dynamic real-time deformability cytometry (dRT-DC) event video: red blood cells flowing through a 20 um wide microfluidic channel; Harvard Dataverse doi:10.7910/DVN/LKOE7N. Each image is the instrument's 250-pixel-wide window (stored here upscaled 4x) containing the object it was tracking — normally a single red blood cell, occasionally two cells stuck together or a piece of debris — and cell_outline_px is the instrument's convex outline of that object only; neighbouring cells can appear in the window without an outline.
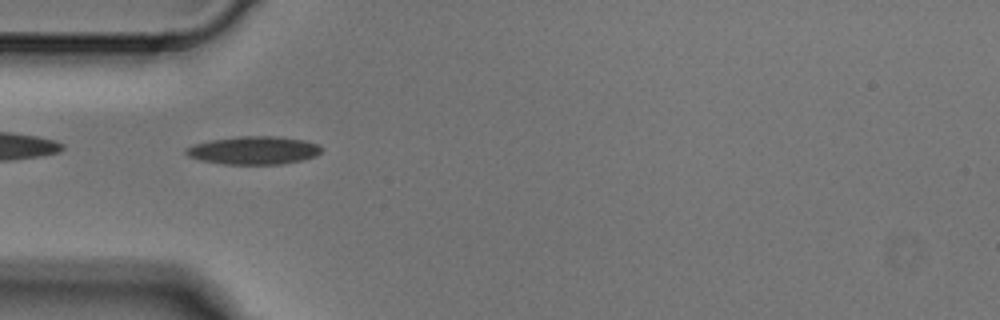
{"species": "Egyptian fruit bat (a non-hibernating species)", "species_latin": "Rousettus aegyptiacus", "temperature_condition": "cold", "stored_images_in_passage": 7, "camera_frame_rate_fps": 3000, "um_per_image_px": 0.085, "animal": {"sex": "male"}, "frame": {"image": 1, "passage_image": 4, "time_ms": 1.0, "image_size_px": [1000, 320], "cell_outline_px": [[324, 148], [316, 156], [300, 160], [280, 164], [224, 164], [200, 160], [188, 156], [184, 152], [184, 148], [196, 144], [212, 140], [240, 136], [280, 136], [304, 140], [316, 144]], "centroid_in_image_um": [21.57, 12.77], "position_along_channel_um": 63.4, "area_um2": 22.08}}
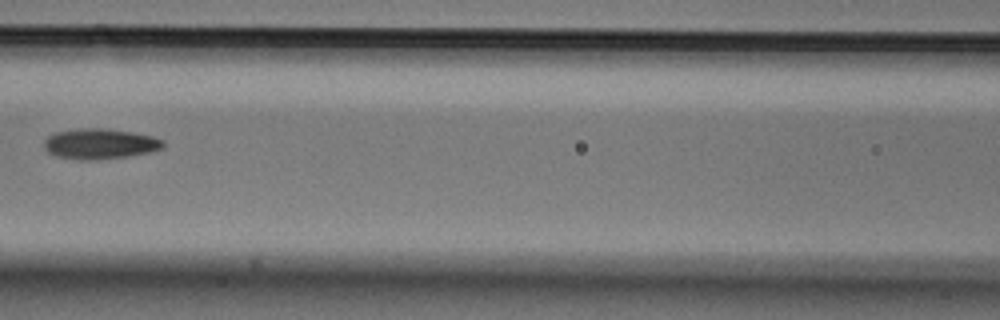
{"frame": {"image": 2, "passage_image": 6, "time_ms": 1.667, "image_size_px": [1000, 320], "cell_outline_px": [[164, 148], [148, 152], [128, 156], [96, 160], [80, 160], [56, 156], [48, 152], [44, 148], [44, 140], [48, 136], [56, 132], [80, 128], [108, 128], [132, 132], [152, 136], [164, 140]], "centroid_in_image_um": [8.49, 12.22], "position_along_channel_um": 158.1, "area_um2": 21.21}}
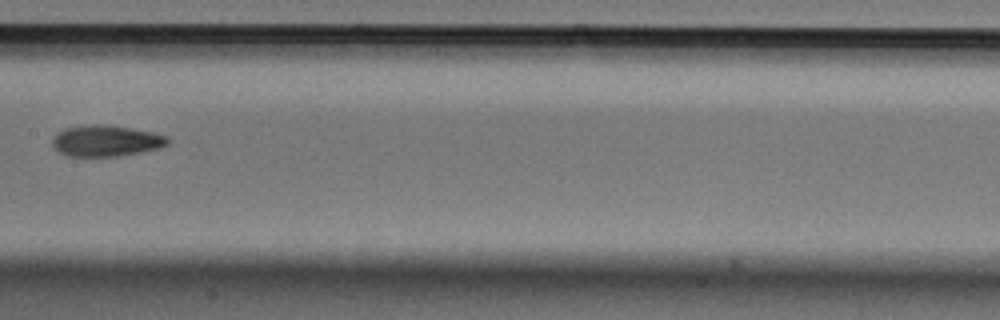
{"frame": {"image": 3, "passage_image": 7, "time_ms": 2.0, "image_size_px": [1000, 320], "cell_outline_px": [[172, 140], [168, 144], [160, 148], [120, 156], [68, 156], [52, 148], [52, 140], [56, 132], [64, 128], [84, 124], [100, 124], [128, 128], [152, 132], [168, 136]], "centroid_in_image_um": [8.99, 11.97], "position_along_channel_um": 198.4, "area_um2": 21.15}}